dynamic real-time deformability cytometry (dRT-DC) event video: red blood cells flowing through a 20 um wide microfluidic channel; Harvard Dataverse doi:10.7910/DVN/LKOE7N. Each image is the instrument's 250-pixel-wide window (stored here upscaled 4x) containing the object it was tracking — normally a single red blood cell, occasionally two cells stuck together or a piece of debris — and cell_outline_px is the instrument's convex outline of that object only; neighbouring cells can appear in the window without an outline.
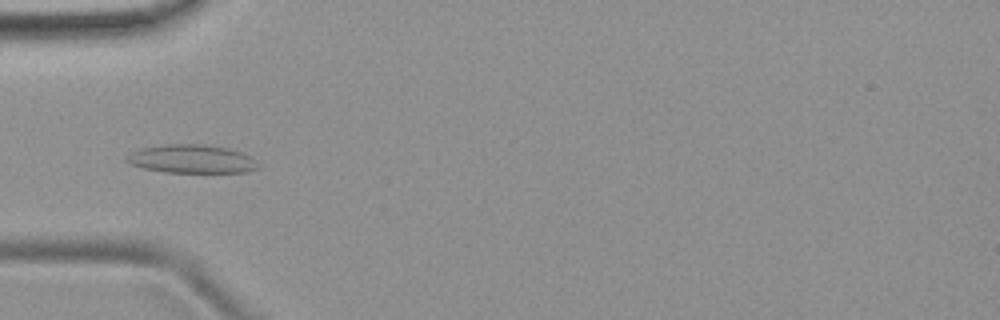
{"species": "common noctule bat (a hibernating species)", "species_latin": "Nyctalus noctula", "temperature_condition": "room temperature", "stored_images_in_passage": 51, "camera_frame_rate_fps": 3000, "um_per_image_px": 0.085, "animal": {"sex": "female", "body_mass_g": 19.9}, "frame": {"image": 1, "passage_image": 16, "time_ms": 5.0, "image_size_px": [1000, 320], "cell_outline_px": [[260, 168], [244, 172], [164, 172], [144, 168], [128, 164], [124, 160], [124, 156], [140, 148], [168, 144], [204, 144], [228, 148], [240, 152], [248, 156], [260, 164]], "centroid_in_image_um": [16.25, 13.51], "position_along_channel_um": 68.8, "area_um2": 21.85}}
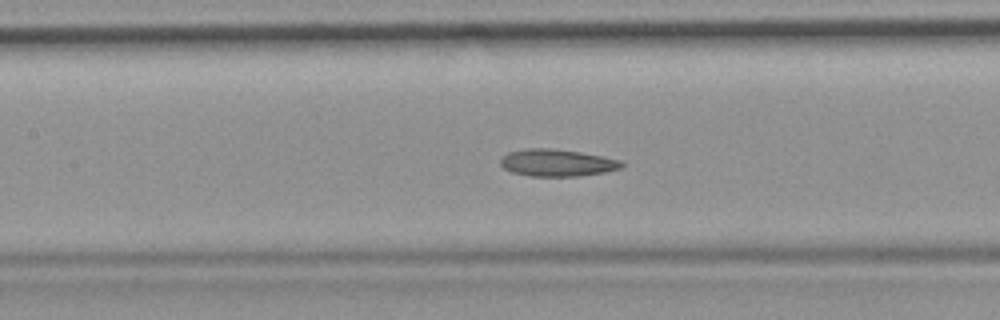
{"frame": {"image": 2, "passage_image": 23, "time_ms": 7.333, "image_size_px": [1000, 320], "cell_outline_px": [[624, 164], [620, 168], [604, 172], [580, 176], [528, 176], [512, 172], [504, 168], [500, 164], [500, 156], [508, 152], [524, 148], [548, 148], [580, 152], [604, 156], [620, 160]], "centroid_in_image_um": [47.31, 13.83], "position_along_channel_um": 160.1, "area_um2": 19.25}}
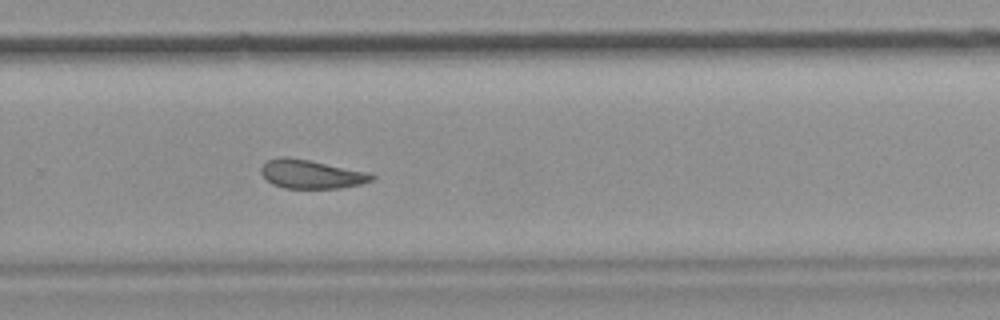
{"frame": {"image": 3, "passage_image": 34, "time_ms": 11.0, "image_size_px": [1000, 320], "cell_outline_px": [[376, 176], [372, 180], [360, 184], [340, 188], [284, 188], [272, 184], [260, 172], [260, 168], [268, 160], [280, 156], [284, 156], [308, 160], [372, 172]], "centroid_in_image_um": [26.48, 14.8], "position_along_channel_um": 303.3, "area_um2": 18.55}, "authors_computed_cell_mechanics": {"area_um2": 19.9988, "velocity_mm_per_s": 3.927, "shape_relaxation_time_tau1_ms": null, "shape_relaxation_time_tau2_ms": 2.6421, "deformation_change_tau1": null, "deformation_change_tau2": 0.1077}}